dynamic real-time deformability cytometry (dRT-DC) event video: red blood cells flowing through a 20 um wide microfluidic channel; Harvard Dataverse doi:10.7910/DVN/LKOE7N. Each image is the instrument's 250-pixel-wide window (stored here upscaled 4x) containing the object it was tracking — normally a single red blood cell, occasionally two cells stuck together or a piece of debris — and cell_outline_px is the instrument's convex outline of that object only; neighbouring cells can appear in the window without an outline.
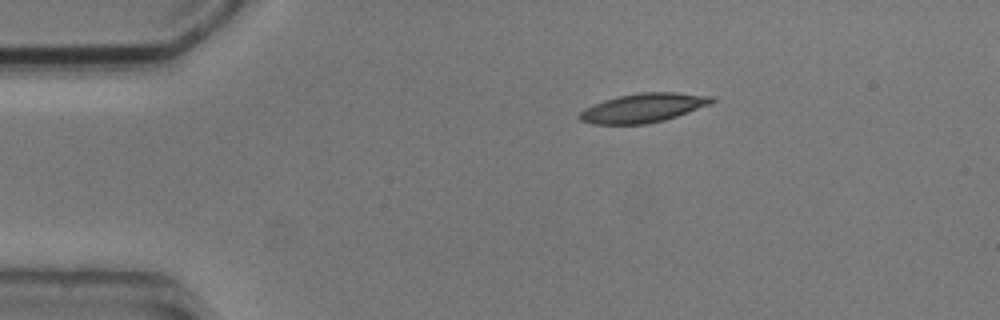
{"species": "common noctule bat (a hibernating species)", "species_latin": "Nyctalus noctula", "temperature_condition": "cold", "stored_images_in_passage": 6, "camera_frame_rate_fps": 3000, "um_per_image_px": 0.085, "animal": {"sex": "male", "body_mass_g": 20.5, "forearm_length_mm": 52.5}, "frame": {"image": 1, "passage_image": 1, "time_ms": 0.0, "image_size_px": [1000, 320], "cell_outline_px": [[716, 100], [712, 104], [664, 120], [648, 124], [592, 124], [580, 120], [576, 116], [580, 112], [592, 104], [604, 100], [620, 96], [640, 92], [676, 92], [716, 96]], "centroid_in_image_um": [54.7, 9.16], "position_along_channel_um": 30.3, "area_um2": 22.54}}
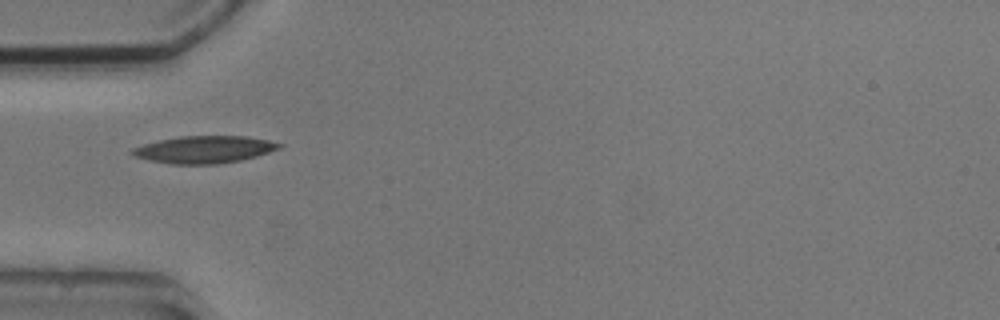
{"frame": {"image": 2, "passage_image": 3, "time_ms": 2.333, "image_size_px": [1000, 320], "cell_outline_px": [[284, 144], [280, 148], [256, 156], [240, 160], [216, 164], [172, 164], [148, 160], [136, 156], [128, 152], [132, 148], [144, 144], [160, 140], [180, 136], [248, 136], [268, 140]], "centroid_in_image_um": [17.36, 12.7], "position_along_channel_um": 67.6, "area_um2": 23.24}}